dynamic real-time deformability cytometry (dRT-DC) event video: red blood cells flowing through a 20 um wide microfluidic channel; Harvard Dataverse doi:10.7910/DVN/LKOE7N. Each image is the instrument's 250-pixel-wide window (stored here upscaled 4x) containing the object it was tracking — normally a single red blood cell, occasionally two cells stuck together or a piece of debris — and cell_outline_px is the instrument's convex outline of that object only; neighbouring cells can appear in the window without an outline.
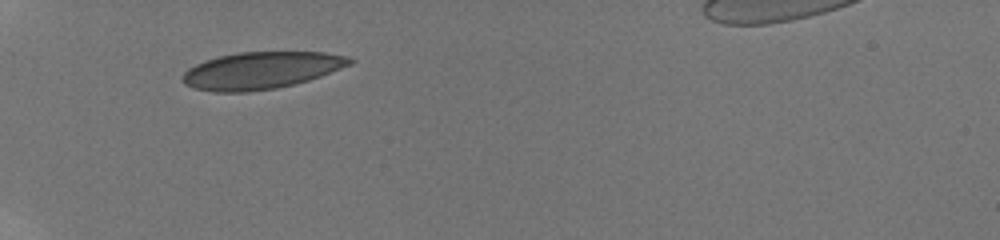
{"species": "human", "species_latin": "Homo sapiens", "temperature_condition": "room temperature", "stored_images_in_passage": 17, "camera_frame_rate_fps": 3000, "um_per_image_px": 0.085, "donor": {"sex": "male"}, "frame": {"image": 1, "passage_image": 1, "time_ms": 0.0, "image_size_px": [1000, 240], "cell_outline_px": [[356, 60], [352, 64], [320, 76], [308, 80], [276, 88], [244, 92], [216, 92], [196, 88], [184, 84], [180, 80], [180, 76], [188, 68], [204, 60], [220, 56], [240, 52], [324, 52], [348, 56]], "centroid_in_image_um": [22.19, 5.98], "position_along_channel_um": 62.8, "area_um2": 36.07}}
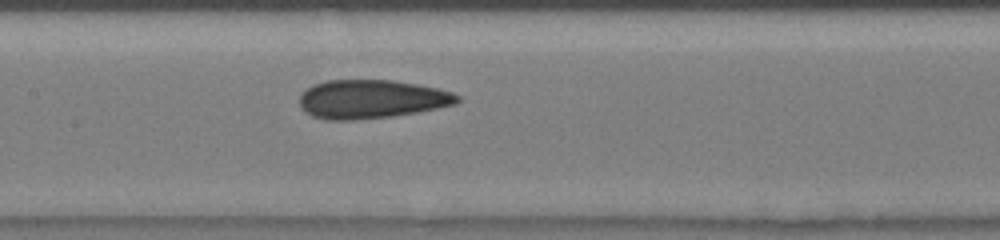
{"frame": {"image": 2, "passage_image": 12, "time_ms": 3.333, "image_size_px": [1000, 240], "cell_outline_px": [[460, 100], [456, 104], [416, 112], [392, 116], [352, 120], [328, 120], [312, 116], [300, 108], [300, 96], [312, 84], [324, 80], [392, 80], [440, 88], [452, 92], [460, 96]], "centroid_in_image_um": [31.57, 8.42], "position_along_channel_um": 175.8, "area_um2": 35.6}}
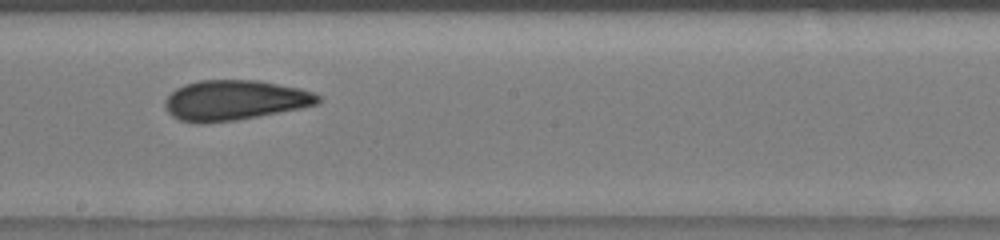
{"frame": {"image": 3, "passage_image": 16, "time_ms": 4.667, "image_size_px": [1000, 240], "cell_outline_px": [[320, 104], [300, 108], [236, 120], [204, 124], [196, 124], [180, 120], [172, 116], [168, 112], [164, 104], [164, 100], [176, 88], [184, 84], [200, 80], [256, 80], [300, 88], [312, 92], [320, 96]], "centroid_in_image_um": [19.91, 8.52], "position_along_channel_um": 228.3, "area_um2": 35.84}}